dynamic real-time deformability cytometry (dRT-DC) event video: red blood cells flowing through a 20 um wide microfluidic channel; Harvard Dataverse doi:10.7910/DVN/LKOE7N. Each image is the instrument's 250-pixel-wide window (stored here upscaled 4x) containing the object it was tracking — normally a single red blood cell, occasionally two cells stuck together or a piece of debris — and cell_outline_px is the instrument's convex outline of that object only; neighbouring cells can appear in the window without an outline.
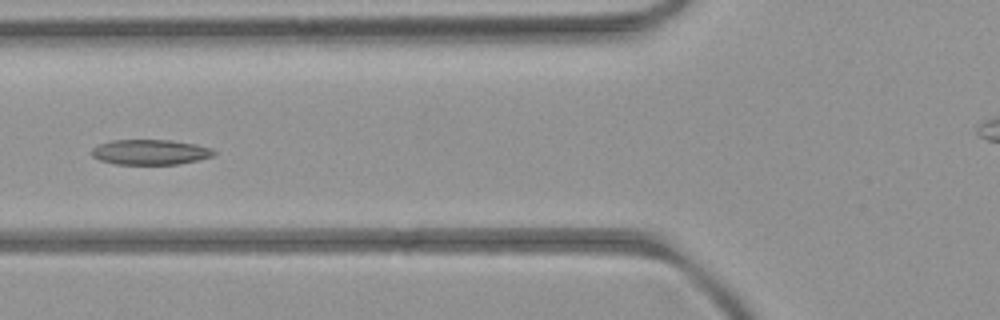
{"species": "common noctule bat (a hibernating species)", "species_latin": "Nyctalus noctula", "temperature_condition": "room temperature", "stored_images_in_passage": 6, "camera_frame_rate_fps": 3000, "um_per_image_px": 0.085, "animal": {"sex": "female", "body_mass_g": 21.9}, "frame": {"image": 1, "passage_image": 6, "time_ms": 6.333, "image_size_px": [1000, 320], "cell_outline_px": [[216, 152], [212, 156], [200, 160], [176, 164], [116, 164], [100, 160], [92, 156], [92, 148], [100, 144], [112, 140], [168, 140], [196, 144], [212, 148]], "centroid_in_image_um": [12.79, 12.93], "position_along_channel_um": 113.0, "area_um2": 17.86}}